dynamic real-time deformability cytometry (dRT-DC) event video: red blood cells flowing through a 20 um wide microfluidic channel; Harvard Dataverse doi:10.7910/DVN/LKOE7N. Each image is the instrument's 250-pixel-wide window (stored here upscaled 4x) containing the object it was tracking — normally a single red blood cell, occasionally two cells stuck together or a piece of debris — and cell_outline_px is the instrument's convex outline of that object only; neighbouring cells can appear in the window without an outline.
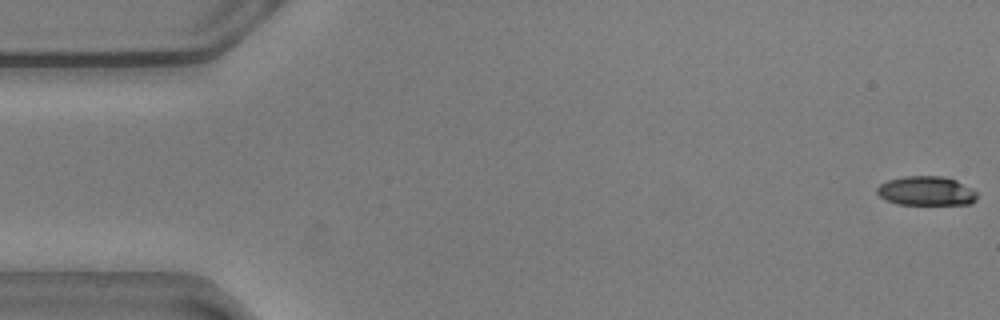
{"species": "common noctule bat (a hibernating species)", "species_latin": "Nyctalus noctula", "temperature_condition": "warm", "stored_images_in_passage": 56, "camera_frame_rate_fps": 3000, "um_per_image_px": 0.085, "animal": {"sex": "male", "body_mass_g": 20.5, "forearm_length_mm": 52.5}, "frame": {"image": 1, "passage_image": 1, "time_ms": 0.0, "image_size_px": [1000, 320], "cell_outline_px": [[976, 200], [972, 204], [900, 204], [884, 200], [876, 192], [876, 188], [880, 184], [888, 180], [904, 176], [944, 176], [956, 180], [972, 188], [976, 192]], "centroid_in_image_um": [78.73, 16.23], "position_along_channel_um": 6.3, "area_um2": 17.11}}
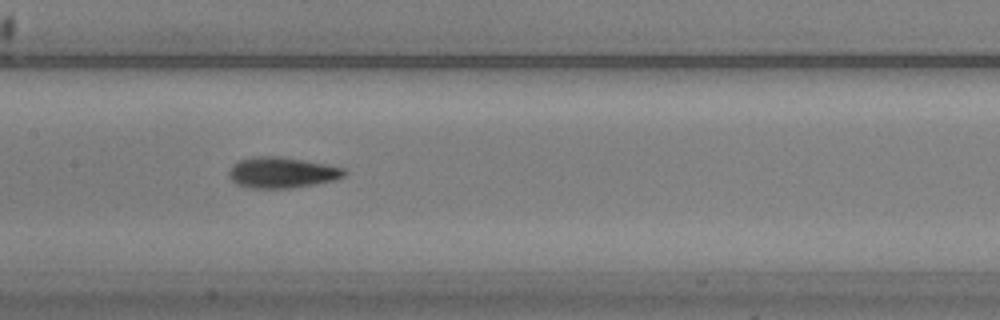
{"frame": {"image": 2, "passage_image": 27, "time_ms": 8.667, "image_size_px": [1000, 320], "cell_outline_px": [[348, 172], [344, 176], [336, 180], [316, 184], [292, 188], [252, 188], [236, 184], [228, 176], [228, 172], [232, 164], [236, 160], [252, 156], [280, 156], [324, 164], [344, 168]], "centroid_in_image_um": [23.93, 14.66], "position_along_channel_um": 183.5, "area_um2": 20.98}}
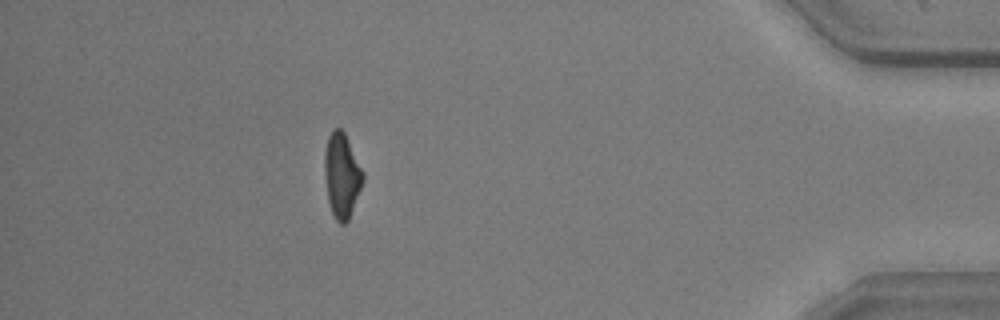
{"frame": {"image": 3, "passage_image": 50, "time_ms": 16.333, "image_size_px": [1000, 320], "cell_outline_px": [[364, 180], [348, 220], [344, 224], [340, 224], [336, 220], [332, 212], [328, 200], [324, 176], [324, 152], [328, 136], [332, 128], [340, 128], [344, 132], [364, 172]], "centroid_in_image_um": [29.04, 14.88], "position_along_channel_um": 406.2, "area_um2": 18.96}, "authors_computed_cell_mechanics": {"area_um2": 18.8717, "velocity_mm_per_s": 3.6096, "shape_relaxation_time_tau1_ms": 3.094, "shape_relaxation_time_tau2_ms": 1.9012, "deformation_change_tau1": 0.1529, "deformation_change_tau2": 0.0905}}